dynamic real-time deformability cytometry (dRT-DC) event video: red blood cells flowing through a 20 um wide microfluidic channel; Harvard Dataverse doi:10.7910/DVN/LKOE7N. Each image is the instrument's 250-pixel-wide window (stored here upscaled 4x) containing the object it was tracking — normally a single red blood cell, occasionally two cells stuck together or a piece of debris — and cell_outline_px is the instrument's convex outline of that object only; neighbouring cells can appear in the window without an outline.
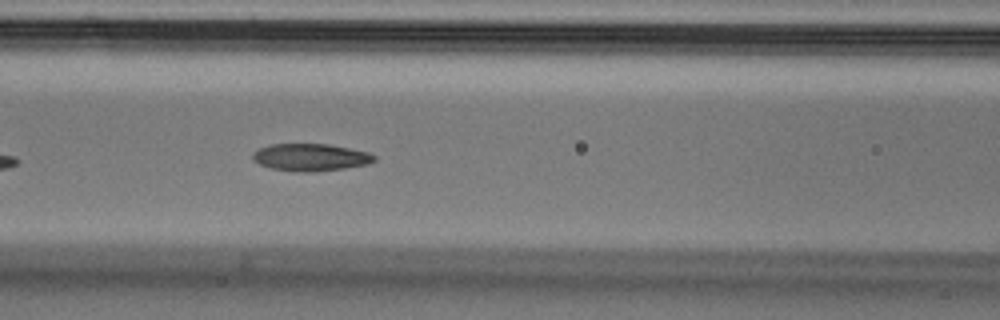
{"species": "Egyptian fruit bat (a non-hibernating species)", "species_latin": "Rousettus aegyptiacus", "temperature_condition": "cold", "stored_images_in_passage": 16, "camera_frame_rate_fps": 3000, "um_per_image_px": 0.085, "animal": {"sex": "male"}, "frame": {"image": 1, "passage_image": 10, "time_ms": 3.0, "image_size_px": [1000, 320], "cell_outline_px": [[376, 160], [368, 164], [344, 168], [308, 172], [304, 172], [272, 168], [260, 164], [252, 160], [252, 152], [260, 148], [272, 144], [328, 144], [368, 152], [376, 156]], "centroid_in_image_um": [26.4, 13.36], "position_along_channel_um": 140.2, "area_um2": 19.13}}
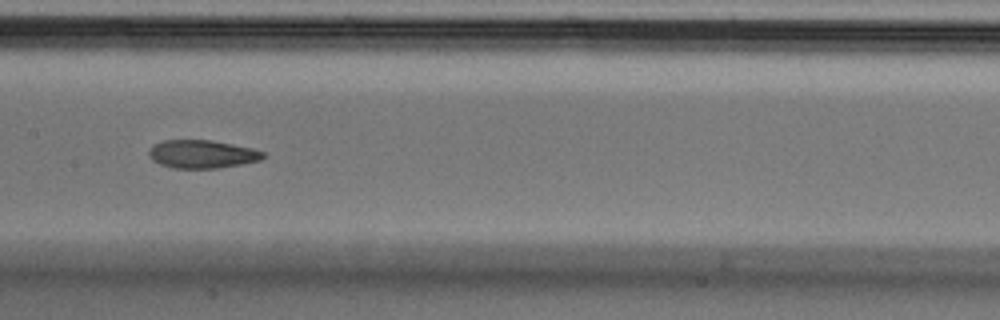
{"frame": {"image": 2, "passage_image": 14, "time_ms": 4.333, "image_size_px": [1000, 320], "cell_outline_px": [[264, 156], [260, 160], [240, 164], [216, 168], [172, 168], [160, 164], [152, 160], [148, 156], [148, 152], [152, 144], [164, 140], [212, 140], [252, 148], [264, 152]], "centroid_in_image_um": [17.12, 13.09], "position_along_channel_um": 190.3, "area_um2": 18.73}}